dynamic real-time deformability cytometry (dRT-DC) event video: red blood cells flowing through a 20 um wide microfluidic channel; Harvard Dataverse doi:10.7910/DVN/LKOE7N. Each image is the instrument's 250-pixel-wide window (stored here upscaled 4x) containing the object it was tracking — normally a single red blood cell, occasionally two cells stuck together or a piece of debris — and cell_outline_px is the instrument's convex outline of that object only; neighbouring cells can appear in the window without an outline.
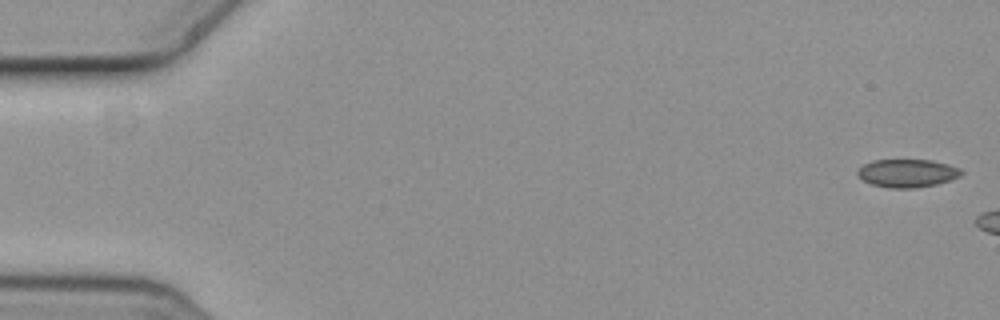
{"species": "common noctule bat (a hibernating species)", "species_latin": "Nyctalus noctula", "temperature_condition": "cold", "stored_images_in_passage": 3, "camera_frame_rate_fps": 3000, "um_per_image_px": 0.085, "animal": {"sex": "female", "body_mass_g": 19.3, "forearm_length_mm": 54.1}, "frame": {"image": 1, "passage_image": 1, "time_ms": 0.0, "image_size_px": [1000, 320], "cell_outline_px": [[964, 172], [960, 176], [936, 184], [916, 188], [888, 188], [872, 184], [864, 180], [856, 172], [864, 164], [872, 160], [932, 160], [948, 164], [960, 168]], "centroid_in_image_um": [77.14, 14.72], "position_along_channel_um": 7.9, "area_um2": 16.88}}